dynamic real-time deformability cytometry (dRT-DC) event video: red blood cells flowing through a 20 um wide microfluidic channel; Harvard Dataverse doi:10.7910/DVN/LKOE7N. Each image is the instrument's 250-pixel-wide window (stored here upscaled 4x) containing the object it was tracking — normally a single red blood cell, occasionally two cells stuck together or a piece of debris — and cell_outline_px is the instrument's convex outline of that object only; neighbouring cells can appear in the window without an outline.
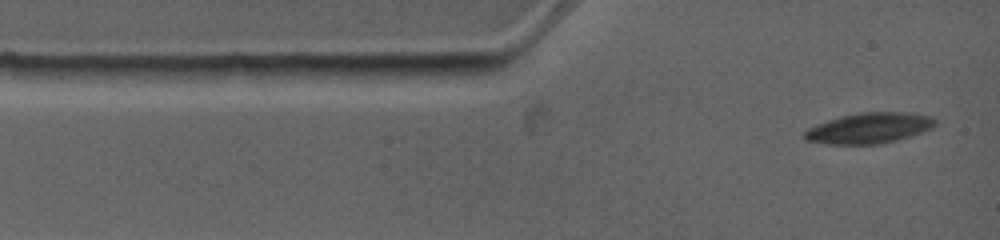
{"species": "common noctule bat (a hibernating species)", "species_latin": "Nyctalus noctula", "temperature_condition": "warm", "stored_images_in_passage": 5, "camera_frame_rate_fps": 4500, "um_per_image_px": 0.085, "animal": {"sex": "female", "body_mass_g": 19.0, "forearm_length_mm": 53.3}, "frame": {"image": 1, "passage_image": 1, "time_ms": 0.0, "image_size_px": [1000, 240], "cell_outline_px": [[936, 124], [932, 128], [896, 140], [876, 144], [824, 144], [804, 140], [804, 132], [808, 128], [828, 120], [860, 112], [912, 112], [932, 116], [936, 120]], "centroid_in_image_um": [73.88, 10.88], "position_along_channel_um": 11.1, "area_um2": 23.18}}
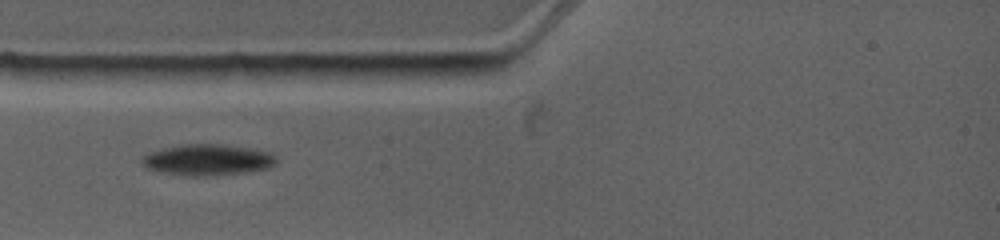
{"frame": {"image": 2, "passage_image": 4, "time_ms": 2.444, "image_size_px": [1000, 240], "cell_outline_px": [[276, 160], [268, 168], [244, 172], [204, 176], [196, 176], [168, 172], [148, 168], [140, 164], [140, 160], [144, 156], [152, 152], [164, 148], [180, 144], [224, 144], [272, 152], [276, 156]], "centroid_in_image_um": [17.67, 13.56], "position_along_channel_um": 67.3, "area_um2": 23.87}}
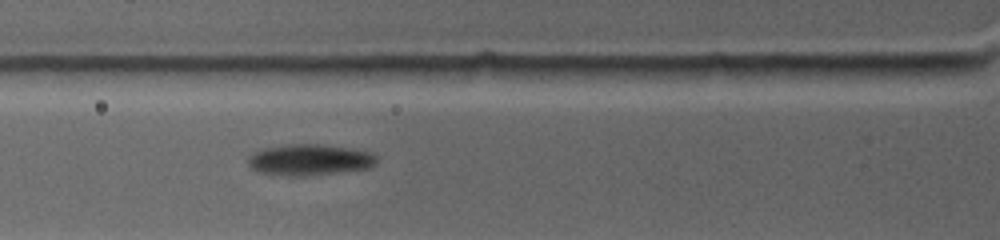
{"frame": {"image": 3, "passage_image": 5, "time_ms": 3.333, "image_size_px": [1000, 240], "cell_outline_px": [[376, 164], [372, 168], [304, 176], [296, 176], [256, 172], [248, 164], [248, 156], [252, 152], [264, 148], [288, 144], [320, 144], [352, 148], [372, 152], [376, 156]], "centroid_in_image_um": [26.32, 13.57], "position_along_channel_um": 99.5, "area_um2": 23.52}}